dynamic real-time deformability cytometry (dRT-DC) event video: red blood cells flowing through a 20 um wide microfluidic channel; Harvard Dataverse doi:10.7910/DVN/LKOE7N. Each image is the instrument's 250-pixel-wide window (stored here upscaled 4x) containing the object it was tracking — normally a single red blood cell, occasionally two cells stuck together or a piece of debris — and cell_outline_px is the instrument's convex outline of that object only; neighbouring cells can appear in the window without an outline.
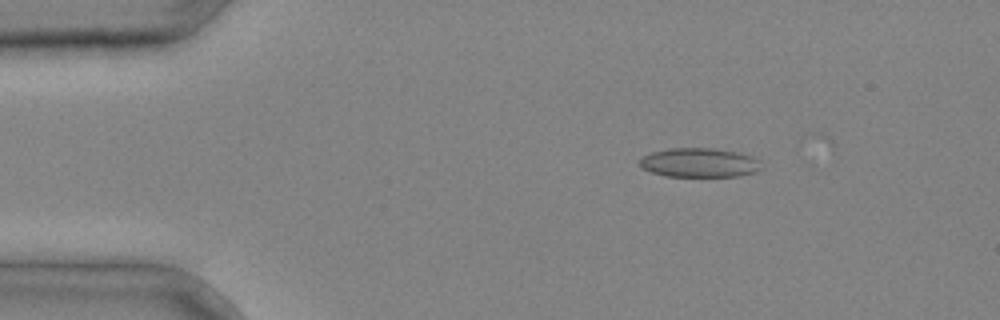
{"species": "common noctule bat (a hibernating species)", "species_latin": "Nyctalus noctula", "temperature_condition": "cold", "stored_images_in_passage": 3, "camera_frame_rate_fps": 3000, "um_per_image_px": 0.085, "animal": {"sex": "male", "body_mass_g": 20.4}, "frame": {"image": 1, "passage_image": 2, "time_ms": 0.333, "image_size_px": [1000, 320], "cell_outline_px": [[764, 168], [756, 172], [740, 176], [664, 176], [652, 172], [644, 168], [640, 164], [640, 160], [644, 156], [652, 152], [668, 148], [712, 148], [736, 152], [752, 156], [760, 160]], "centroid_in_image_um": [59.51, 13.83], "position_along_channel_um": 25.5, "area_um2": 20.75}}